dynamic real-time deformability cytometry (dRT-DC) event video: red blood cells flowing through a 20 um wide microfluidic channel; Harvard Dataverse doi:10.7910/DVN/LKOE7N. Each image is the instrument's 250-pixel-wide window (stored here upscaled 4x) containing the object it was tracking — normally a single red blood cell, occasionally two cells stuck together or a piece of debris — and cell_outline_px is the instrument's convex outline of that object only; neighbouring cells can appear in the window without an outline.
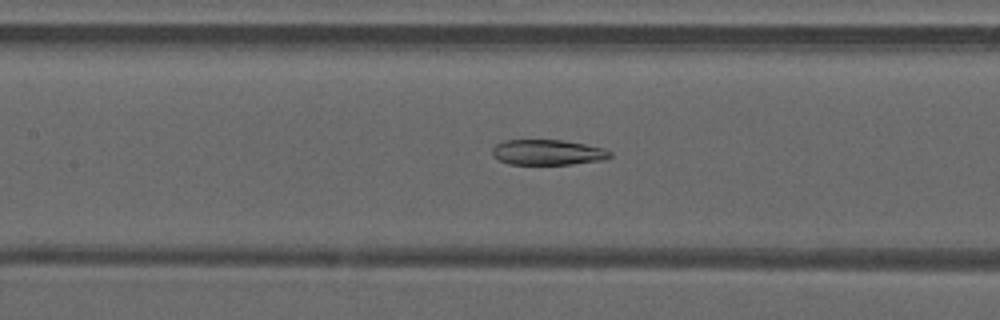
{"species": "common noctule bat (a hibernating species)", "species_latin": "Nyctalus noctula", "temperature_condition": "warm", "stored_images_in_passage": 50, "camera_frame_rate_fps": 3000, "um_per_image_px": 0.085, "animal": {"sex": "male", "forearm_length_mm": 52.5}, "frame": {"image": 1, "passage_image": 23, "time_ms": 7.333, "image_size_px": [1000, 320], "cell_outline_px": [[612, 156], [604, 160], [572, 164], [508, 164], [492, 156], [492, 148], [496, 144], [504, 140], [564, 140], [604, 148], [612, 152]], "centroid_in_image_um": [46.56, 12.95], "position_along_channel_um": 160.8, "area_um2": 17.51}}
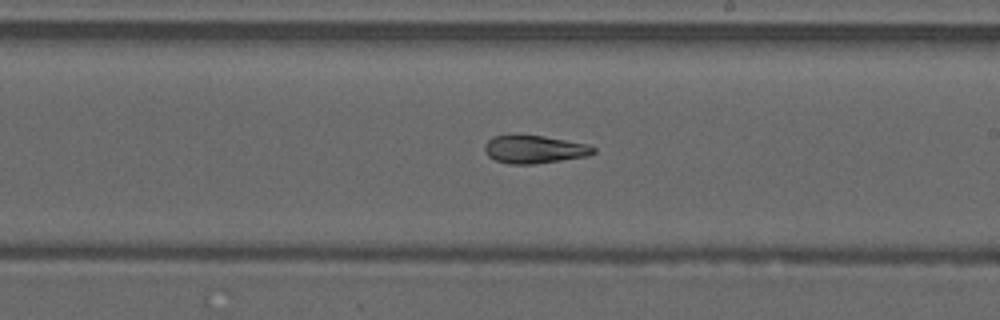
{"frame": {"image": 2, "passage_image": 29, "time_ms": 9.333, "image_size_px": [1000, 320], "cell_outline_px": [[596, 152], [588, 156], [532, 164], [508, 164], [496, 160], [488, 156], [484, 152], [484, 144], [492, 136], [544, 136], [588, 144], [596, 148]], "centroid_in_image_um": [45.42, 12.7], "position_along_channel_um": 243.6, "area_um2": 17.57}}
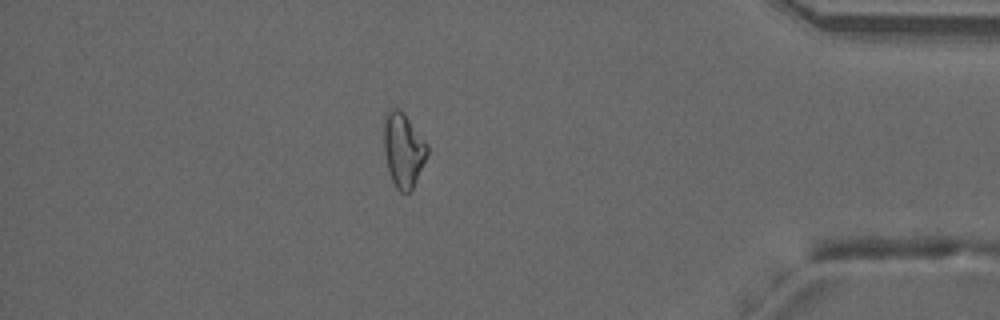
{"frame": {"image": 3, "passage_image": 43, "time_ms": 14.0, "image_size_px": [1000, 320], "cell_outline_px": [[428, 152], [412, 188], [408, 192], [400, 192], [396, 188], [392, 180], [388, 168], [384, 152], [384, 112], [388, 108], [396, 108], [404, 112], [428, 144]], "centroid_in_image_um": [34.26, 12.68], "position_along_channel_um": 400.9, "area_um2": 18.73}}